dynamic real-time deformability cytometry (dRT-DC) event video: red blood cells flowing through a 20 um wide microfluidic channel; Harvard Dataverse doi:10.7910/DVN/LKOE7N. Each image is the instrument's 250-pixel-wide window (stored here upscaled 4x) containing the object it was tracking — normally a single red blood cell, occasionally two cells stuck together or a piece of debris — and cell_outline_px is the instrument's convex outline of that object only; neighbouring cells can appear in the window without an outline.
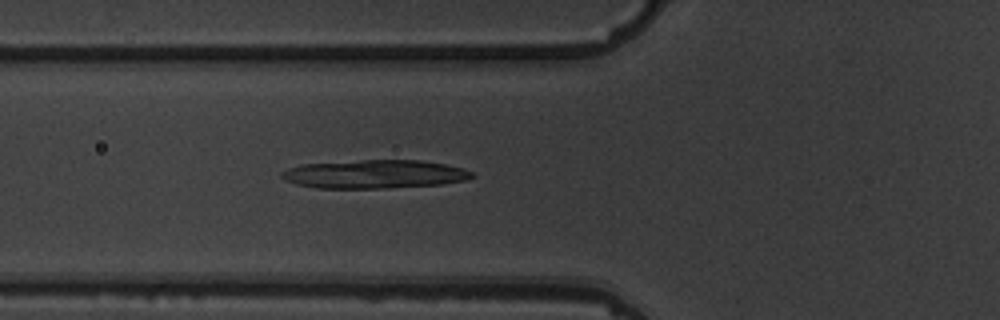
{"species": "common noctule bat (a hibernating species)", "species_latin": "Nyctalus noctula", "temperature_condition": "warm", "stored_images_in_passage": 2, "camera_frame_rate_fps": 3000, "um_per_image_px": 0.085, "animal": {"sex": "male", "body_mass_g": 19.5, "forearm_length_mm": 54.6}, "frame": {"image": 1, "passage_image": 2, "time_ms": 1.0, "image_size_px": [1000, 320], "cell_outline_px": [[476, 176], [468, 180], [444, 184], [388, 188], [316, 188], [296, 184], [280, 176], [280, 172], [288, 168], [304, 164], [364, 160], [420, 160], [444, 164], [464, 168], [472, 172]], "centroid_in_image_um": [31.89, 14.81], "position_along_channel_um": 93.9, "area_um2": 31.67}}